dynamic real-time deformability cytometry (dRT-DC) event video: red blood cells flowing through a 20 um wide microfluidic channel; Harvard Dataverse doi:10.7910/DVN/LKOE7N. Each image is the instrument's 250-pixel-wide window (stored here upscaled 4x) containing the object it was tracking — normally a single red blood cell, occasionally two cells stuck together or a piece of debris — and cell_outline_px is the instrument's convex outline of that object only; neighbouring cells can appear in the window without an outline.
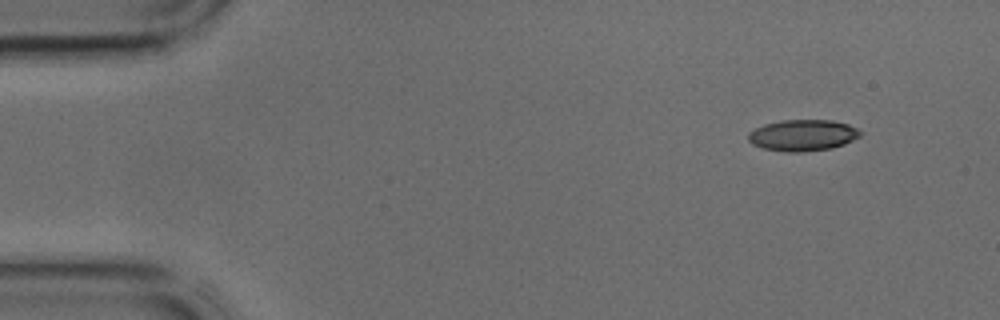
{"species": "common noctule bat (a hibernating species)", "species_latin": "Nyctalus noctula", "temperature_condition": "cold", "stored_images_in_passage": 40, "camera_frame_rate_fps": 3000, "um_per_image_px": 0.085, "animal": {"sex": "male", "body_mass_g": 17.9, "forearm_length_mm": 54.2}, "frame": {"image": 1, "passage_image": 1, "time_ms": 0.0, "image_size_px": [1000, 320], "cell_outline_px": [[860, 136], [844, 144], [832, 148], [804, 152], [784, 152], [764, 148], [752, 144], [748, 140], [748, 132], [764, 124], [780, 120], [832, 120], [848, 124], [856, 128], [860, 132]], "centroid_in_image_um": [68.21, 11.5], "position_along_channel_um": 16.8, "area_um2": 20.46}}
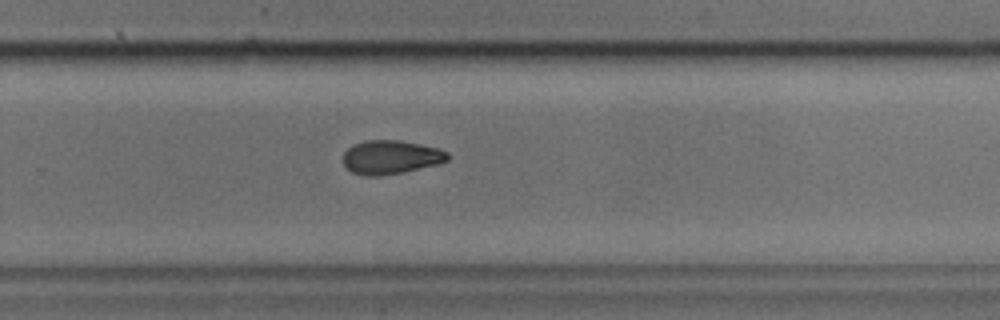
{"frame": {"image": 2, "passage_image": 25, "time_ms": 8.0, "image_size_px": [1000, 320], "cell_outline_px": [[448, 160], [436, 164], [400, 172], [380, 176], [364, 176], [352, 172], [344, 164], [344, 152], [352, 144], [364, 140], [396, 140], [420, 144], [436, 148], [448, 152]], "centroid_in_image_um": [33.17, 13.35], "position_along_channel_um": 296.6, "area_um2": 20.29}}
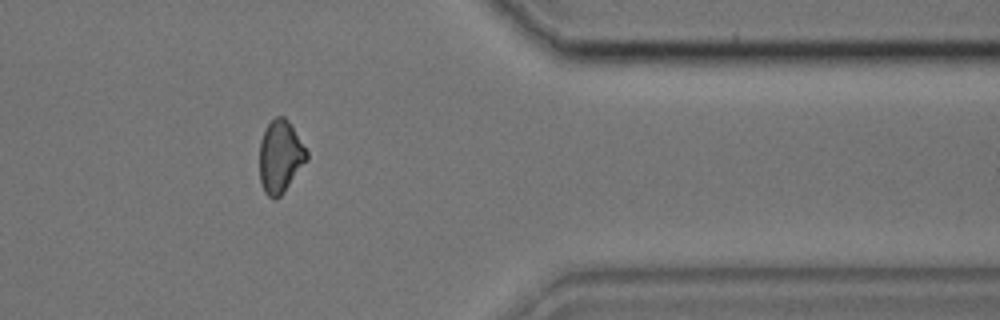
{"frame": {"image": 3, "passage_image": 32, "time_ms": 10.333, "image_size_px": [1000, 320], "cell_outline_px": [[308, 160], [284, 192], [276, 200], [268, 196], [264, 192], [260, 180], [260, 140], [264, 128], [276, 116], [284, 116], [288, 120], [308, 152]], "centroid_in_image_um": [23.82, 13.32], "position_along_channel_um": 387.6, "area_um2": 20.06}}